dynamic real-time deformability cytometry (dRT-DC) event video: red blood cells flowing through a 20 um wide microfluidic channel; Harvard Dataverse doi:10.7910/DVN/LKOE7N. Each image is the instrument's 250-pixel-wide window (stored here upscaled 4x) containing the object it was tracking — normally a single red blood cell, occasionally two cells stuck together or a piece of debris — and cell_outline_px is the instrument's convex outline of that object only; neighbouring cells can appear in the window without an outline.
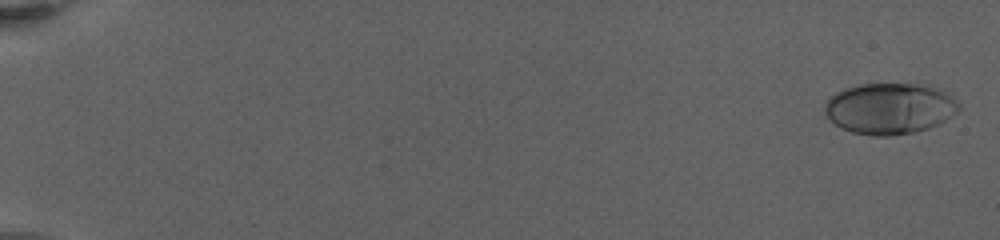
{"species": "human", "species_latin": "Homo sapiens", "temperature_condition": "warm", "stored_images_in_passage": 41, "camera_frame_rate_fps": 3000, "um_per_image_px": 0.085, "donor": {"sex": "female"}, "frame": {"image": 1, "passage_image": 2, "time_ms": 0.333, "image_size_px": [1000, 240], "cell_outline_px": [[960, 108], [956, 112], [944, 120], [928, 128], [912, 132], [888, 136], [872, 136], [852, 132], [836, 124], [824, 112], [824, 104], [836, 92], [844, 88], [860, 84], [928, 84], [940, 88], [956, 100], [960, 104]], "centroid_in_image_um": [75.63, 9.2], "position_along_channel_um": 9.4, "area_um2": 39.77}}
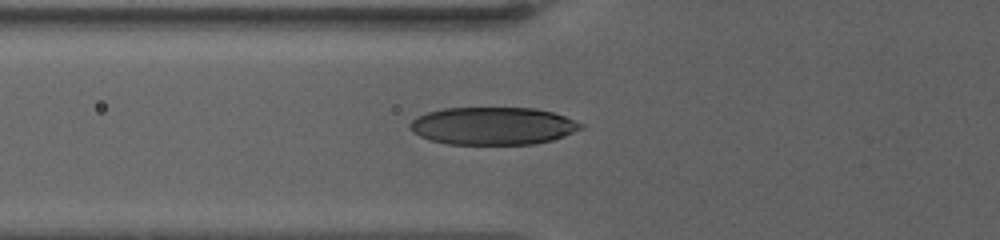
{"frame": {"image": 2, "passage_image": 31, "time_ms": 8.667, "image_size_px": [1000, 240], "cell_outline_px": [[584, 128], [564, 136], [552, 140], [536, 144], [448, 144], [432, 140], [420, 136], [412, 132], [408, 128], [408, 124], [416, 116], [428, 112], [444, 108], [536, 108], [552, 112], [564, 116], [584, 124]], "centroid_in_image_um": [41.89, 10.7], "position_along_channel_um": 83.9, "area_um2": 37.63}}
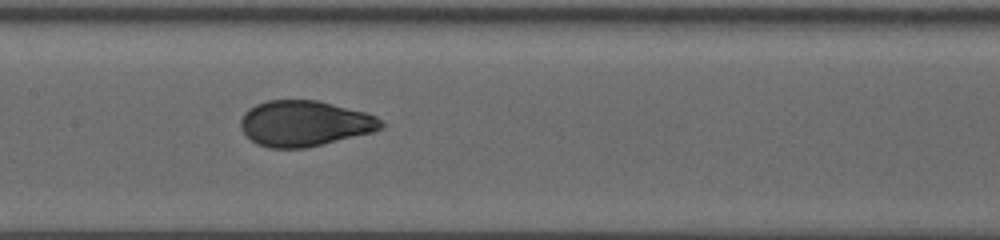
{"frame": {"image": 3, "passage_image": 40, "time_ms": 11.667, "image_size_px": [1000, 240], "cell_outline_px": [[384, 124], [380, 128], [372, 132], [304, 148], [268, 148], [256, 144], [240, 128], [240, 120], [244, 112], [248, 108], [256, 104], [268, 100], [316, 100], [364, 112], [376, 116]], "centroid_in_image_um": [25.83, 10.49], "position_along_channel_um": 181.6, "area_um2": 37.05}}